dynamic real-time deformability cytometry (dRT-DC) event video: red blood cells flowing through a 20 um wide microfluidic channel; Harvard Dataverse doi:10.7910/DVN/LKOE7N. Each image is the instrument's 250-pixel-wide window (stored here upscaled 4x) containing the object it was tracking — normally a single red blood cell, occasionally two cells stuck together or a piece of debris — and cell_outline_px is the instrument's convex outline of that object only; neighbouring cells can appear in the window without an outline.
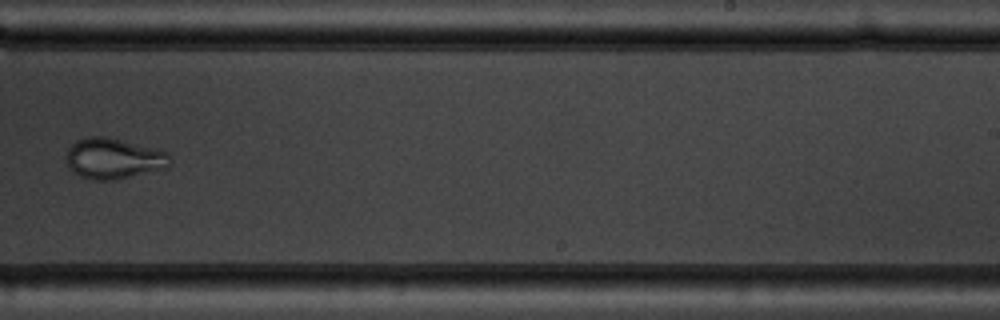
{"species": "common noctule bat (a hibernating species)", "species_latin": "Nyctalus noctula", "temperature_condition": "warm", "stored_images_in_passage": 10, "camera_frame_rate_fps": 3000, "um_per_image_px": 0.085, "animal": {"sex": "male", "body_mass_g": 19.5, "forearm_length_mm": 54.6}, "frame": {"image": 1, "passage_image": 10, "time_ms": 10.333, "image_size_px": [1000, 320], "cell_outline_px": [[172, 164], [168, 168], [116, 180], [92, 180], [80, 176], [68, 164], [64, 156], [68, 148], [76, 140], [88, 136], [108, 136], [156, 148], [168, 152], [172, 160]], "centroid_in_image_um": [9.7, 13.46], "position_along_channel_um": 279.3, "area_um2": 25.09}}